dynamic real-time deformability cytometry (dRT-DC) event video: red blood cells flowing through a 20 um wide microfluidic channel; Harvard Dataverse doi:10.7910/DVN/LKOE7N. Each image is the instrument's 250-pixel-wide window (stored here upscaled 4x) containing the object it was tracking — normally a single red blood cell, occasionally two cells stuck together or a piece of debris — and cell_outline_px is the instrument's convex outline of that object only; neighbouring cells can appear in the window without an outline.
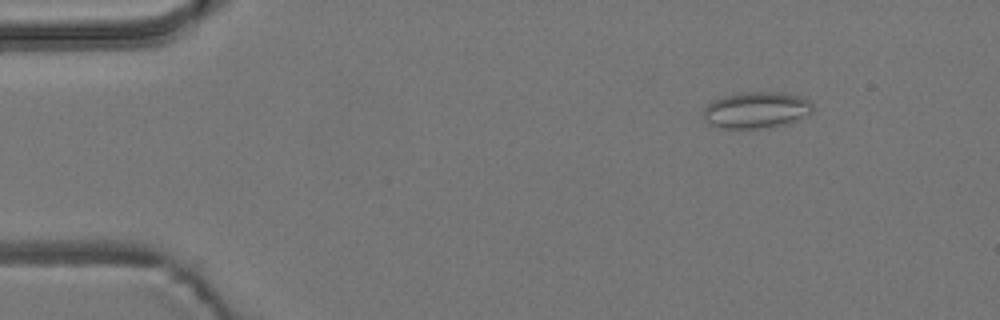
{"species": "common noctule bat (a hibernating species)", "species_latin": "Nyctalus noctula", "temperature_condition": "room temperature", "stored_images_in_passage": 24, "camera_frame_rate_fps": 3000, "um_per_image_px": 0.085, "animal": {"sex": "male", "body_mass_g": 19.2, "forearm_length_mm": 51.8}, "frame": {"image": 1, "passage_image": 1, "time_ms": 0.0, "image_size_px": [1000, 320], "cell_outline_px": [[812, 112], [808, 116], [784, 124], [768, 128], [720, 128], [712, 124], [704, 116], [704, 108], [712, 100], [736, 92], [784, 92], [800, 96], [808, 100], [812, 104]], "centroid_in_image_um": [64.32, 9.34], "position_along_channel_um": 20.7, "area_um2": 23.24}}
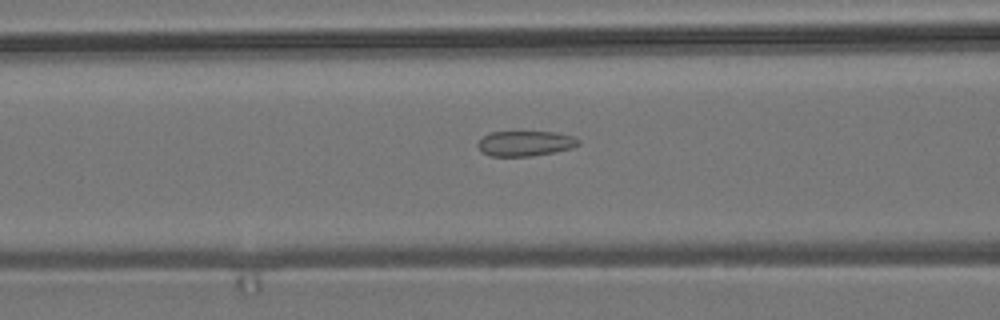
{"frame": {"image": 2, "passage_image": 16, "time_ms": 5.0, "image_size_px": [1000, 320], "cell_outline_px": [[580, 144], [572, 148], [532, 156], [492, 156], [480, 152], [476, 144], [488, 132], [556, 132], [572, 136], [580, 140]], "centroid_in_image_um": [44.62, 12.19], "position_along_channel_um": 122.0, "area_um2": 14.8}}
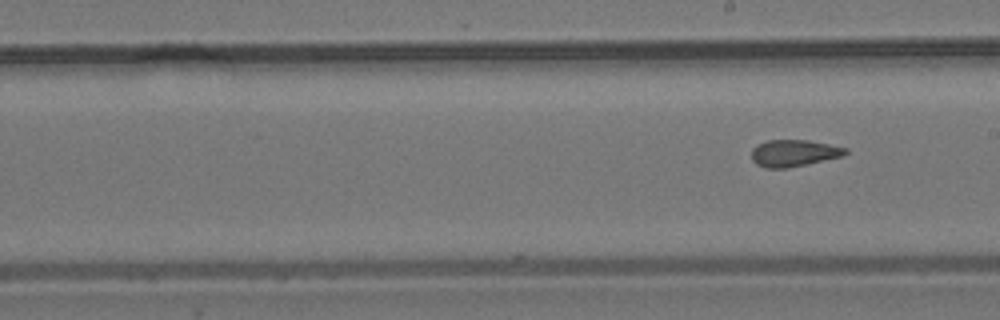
{"frame": {"image": 3, "passage_image": 24, "time_ms": 7.667, "image_size_px": [1000, 320], "cell_outline_px": [[848, 152], [844, 156], [788, 168], [764, 168], [756, 164], [752, 160], [752, 148], [768, 140], [808, 140], [848, 148]], "centroid_in_image_um": [67.49, 13.02], "position_along_channel_um": 221.5, "area_um2": 14.68}}